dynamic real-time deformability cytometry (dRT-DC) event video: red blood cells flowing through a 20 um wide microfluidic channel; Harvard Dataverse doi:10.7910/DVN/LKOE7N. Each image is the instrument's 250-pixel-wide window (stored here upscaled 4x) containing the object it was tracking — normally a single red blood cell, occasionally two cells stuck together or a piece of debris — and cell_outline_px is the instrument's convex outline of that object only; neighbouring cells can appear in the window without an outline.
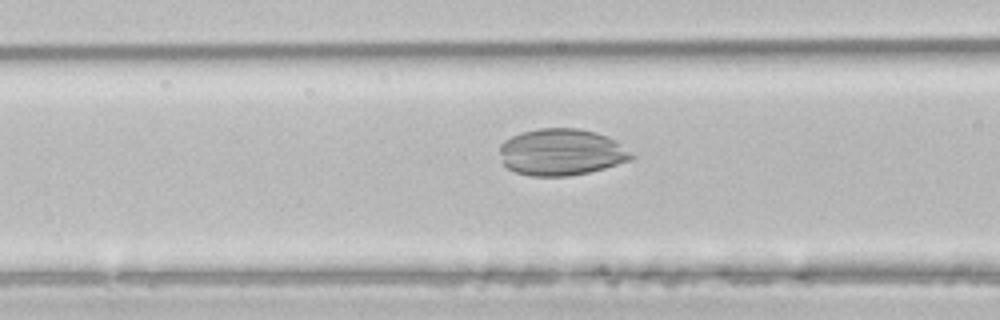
{"species": "common noctule bat (a hibernating species)", "species_latin": "Nyctalus noctula", "temperature_condition": "room temperature", "stored_images_in_passage": 30, "camera_frame_rate_fps": 3000, "um_per_image_px": 0.085, "animal": {"sex": "male", "body_mass_g": 21.5, "forearm_length_mm": 52.0}, "frame": {"image": 1, "passage_image": 9, "time_ms": 2.667, "image_size_px": [1000, 320], "cell_outline_px": [[636, 156], [632, 160], [604, 168], [588, 172], [568, 176], [532, 176], [516, 172], [508, 168], [504, 164], [500, 152], [500, 144], [504, 140], [520, 132], [540, 128], [576, 128], [596, 132], [608, 136], [616, 140]], "centroid_in_image_um": [47.74, 12.92], "position_along_channel_um": 118.9, "area_um2": 35.95}}
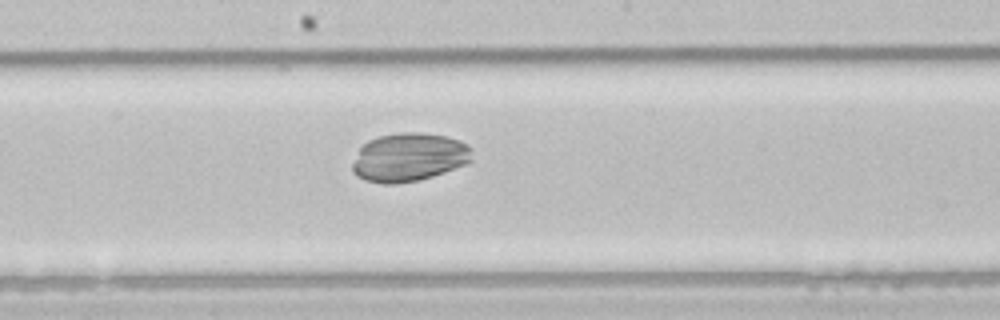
{"frame": {"image": 2, "passage_image": 16, "time_ms": 5.0, "image_size_px": [1000, 320], "cell_outline_px": [[472, 160], [468, 164], [420, 180], [392, 184], [384, 184], [364, 180], [356, 176], [352, 172], [352, 164], [360, 148], [368, 140], [380, 136], [400, 132], [420, 132], [448, 136], [460, 140], [468, 144], [472, 148]], "centroid_in_image_um": [34.79, 13.36], "position_along_channel_um": 213.4, "area_um2": 34.16}}
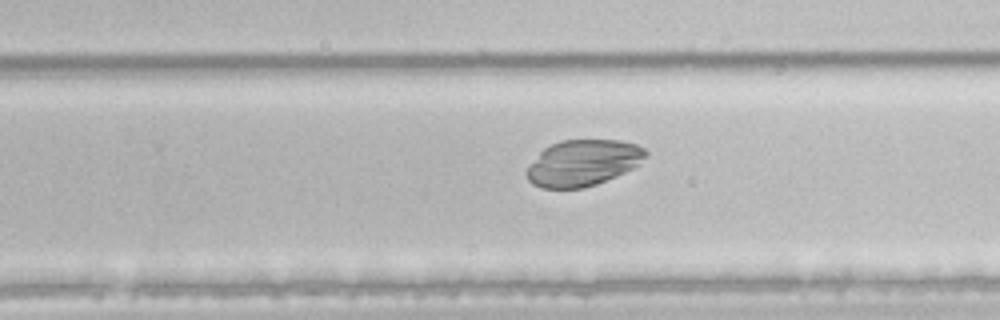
{"frame": {"image": 3, "passage_image": 21, "time_ms": 6.667, "image_size_px": [1000, 320], "cell_outline_px": [[648, 156], [640, 164], [624, 172], [596, 184], [584, 188], [540, 188], [532, 184], [528, 180], [524, 172], [540, 152], [544, 148], [560, 140], [620, 140], [636, 144], [644, 148], [648, 152]], "centroid_in_image_um": [49.55, 13.84], "position_along_channel_um": 280.2, "area_um2": 32.08}}